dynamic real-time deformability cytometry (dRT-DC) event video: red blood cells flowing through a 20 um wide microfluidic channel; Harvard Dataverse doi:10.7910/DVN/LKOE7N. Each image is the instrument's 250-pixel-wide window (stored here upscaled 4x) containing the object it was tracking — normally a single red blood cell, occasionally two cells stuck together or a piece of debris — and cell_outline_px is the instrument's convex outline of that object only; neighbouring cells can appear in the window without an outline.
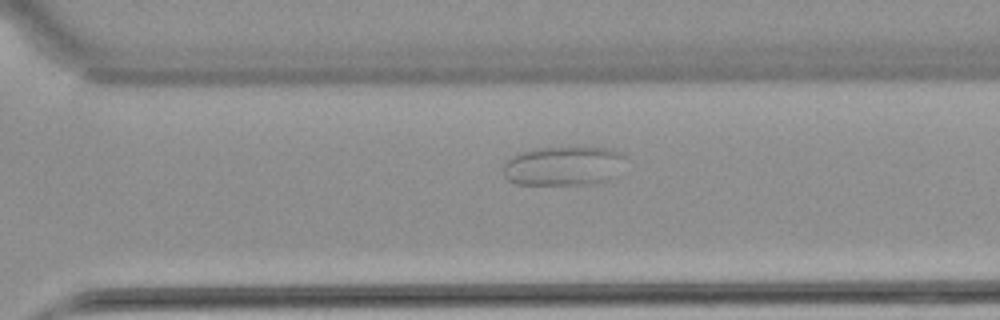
{"species": "common noctule bat (a hibernating species)", "species_latin": "Nyctalus noctula", "temperature_condition": "warm", "stored_images_in_passage": 45, "camera_frame_rate_fps": 3000, "um_per_image_px": 0.085, "animal": {"sex": "female", "body_mass_g": 22.7, "forearm_length_mm": 54.2}, "frame": {"image": 1, "passage_image": 31, "time_ms": 10.0, "image_size_px": [1000, 320], "cell_outline_px": [[628, 156], [608, 180], [596, 184], [516, 184], [508, 180], [504, 176], [504, 164], [512, 156], [520, 152], [532, 148], [568, 144], [572, 144], [612, 148]], "centroid_in_image_um": [47.9, 14.03], "position_along_channel_um": 322.7, "area_um2": 29.02}}